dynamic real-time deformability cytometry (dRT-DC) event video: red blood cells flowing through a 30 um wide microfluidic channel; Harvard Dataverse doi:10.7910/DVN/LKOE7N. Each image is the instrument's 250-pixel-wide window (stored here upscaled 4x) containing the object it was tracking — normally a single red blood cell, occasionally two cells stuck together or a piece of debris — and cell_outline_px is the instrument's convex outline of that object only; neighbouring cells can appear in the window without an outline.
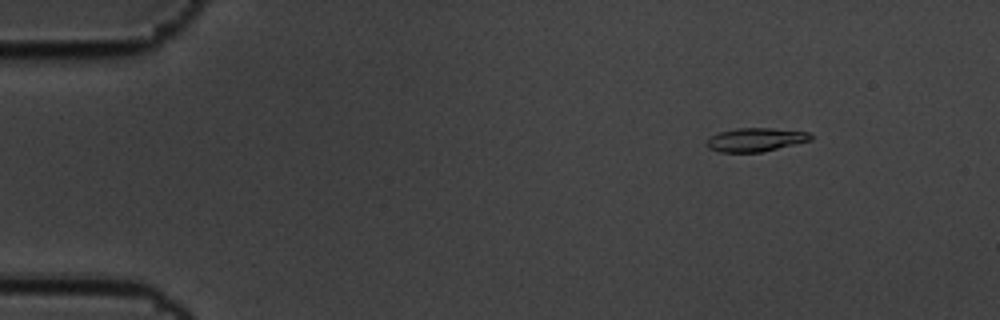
{"species": "common noctule bat (a hibernating species)", "species_latin": "Nyctalus noctula", "temperature_condition": "cold", "stored_images_in_passage": 52, "camera_frame_rate_fps": 3000, "um_per_image_px": 0.085, "animal": {"sex": "male", "body_mass_g": 19.5, "forearm_length_mm": 54.6}, "frame": {"image": 1, "passage_image": 1, "time_ms": 0.0, "image_size_px": [1000, 320], "cell_outline_px": [[812, 140], [760, 152], [720, 152], [708, 148], [708, 136], [720, 132], [736, 128], [772, 128], [808, 132], [812, 136]], "centroid_in_image_um": [64.21, 11.87], "position_along_channel_um": 20.8, "area_um2": 14.16}}
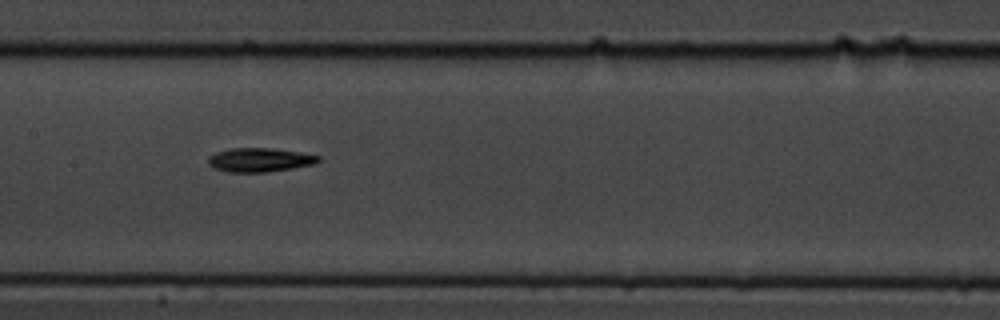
{"frame": {"image": 2, "passage_image": 23, "time_ms": 7.333, "image_size_px": [1000, 320], "cell_outline_px": [[320, 160], [316, 164], [268, 172], [228, 172], [212, 168], [208, 164], [208, 156], [216, 152], [232, 148], [268, 148], [300, 152], [320, 156]], "centroid_in_image_um": [22.06, 13.6], "position_along_channel_um": 185.3, "area_um2": 15.43}}
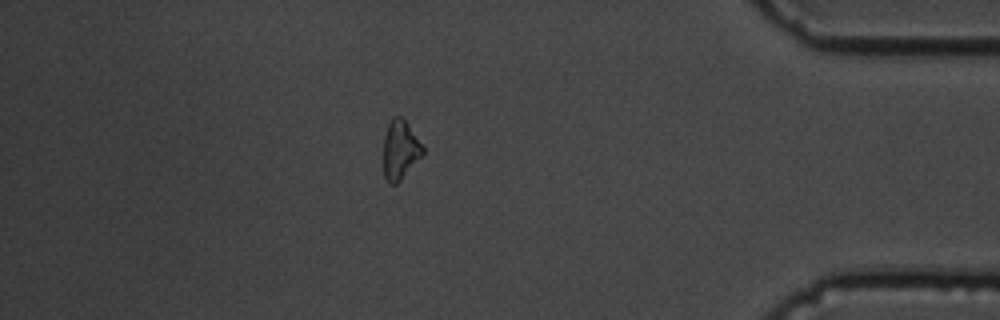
{"frame": {"image": 3, "passage_image": 45, "time_ms": 14.667, "image_size_px": [1000, 320], "cell_outline_px": [[424, 152], [400, 180], [396, 184], [388, 184], [384, 176], [384, 136], [388, 124], [392, 116], [400, 116], [408, 124], [424, 148]], "centroid_in_image_um": [33.99, 12.73], "position_along_channel_um": 401.2, "area_um2": 13.29}, "authors_computed_cell_mechanics": {"area_um2": 14.6523, "velocity_mm_per_s": 3.4426, "shape_relaxation_time_tau1_ms": 3.3808, "shape_relaxation_time_tau2_ms": null, "deformation_change_tau1": 0.1223, "deformation_change_tau2": null}}